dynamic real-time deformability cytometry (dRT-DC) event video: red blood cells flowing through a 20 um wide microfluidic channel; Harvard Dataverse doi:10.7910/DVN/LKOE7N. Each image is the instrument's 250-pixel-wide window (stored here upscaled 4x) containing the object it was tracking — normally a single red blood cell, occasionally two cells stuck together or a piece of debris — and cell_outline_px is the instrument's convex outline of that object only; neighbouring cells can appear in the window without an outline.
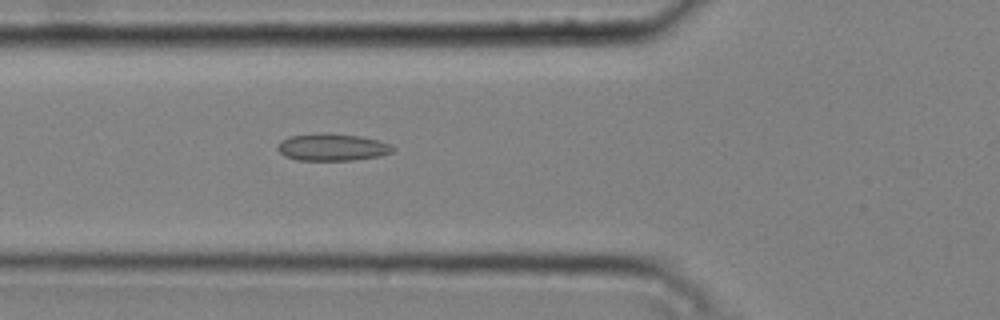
{"species": "common noctule bat (a hibernating species)", "species_latin": "Nyctalus noctula", "temperature_condition": "cold", "stored_images_in_passage": 49, "camera_frame_rate_fps": 3000, "um_per_image_px": 0.085, "animal": {"sex": "male", "body_mass_g": 20.4}, "frame": {"image": 1, "passage_image": 19, "time_ms": 6.0, "image_size_px": [1000, 320], "cell_outline_px": [[396, 148], [392, 152], [380, 156], [352, 160], [296, 160], [284, 156], [276, 148], [276, 144], [280, 140], [288, 136], [320, 132], [332, 132], [360, 136], [380, 140], [392, 144]], "centroid_in_image_um": [28.23, 12.49], "position_along_channel_um": 97.6, "area_um2": 18.79}}
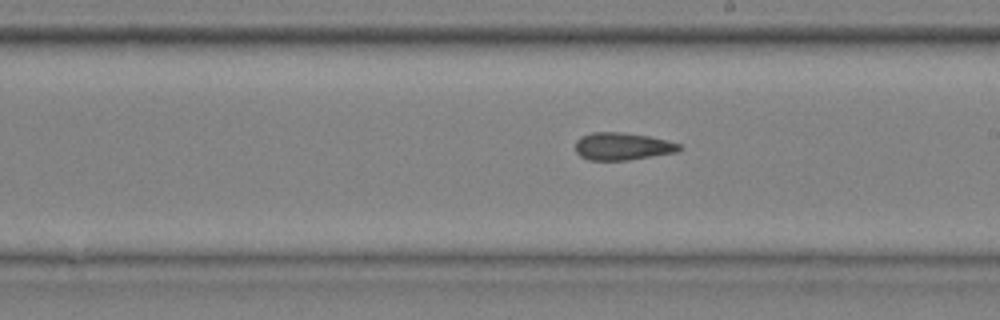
{"frame": {"image": 2, "passage_image": 30, "time_ms": 9.667, "image_size_px": [1000, 320], "cell_outline_px": [[684, 148], [676, 152], [628, 160], [588, 160], [580, 156], [576, 152], [576, 140], [580, 136], [592, 132], [620, 132], [648, 136], [680, 144]], "centroid_in_image_um": [52.88, 12.44], "position_along_channel_um": 236.1, "area_um2": 16.59}}
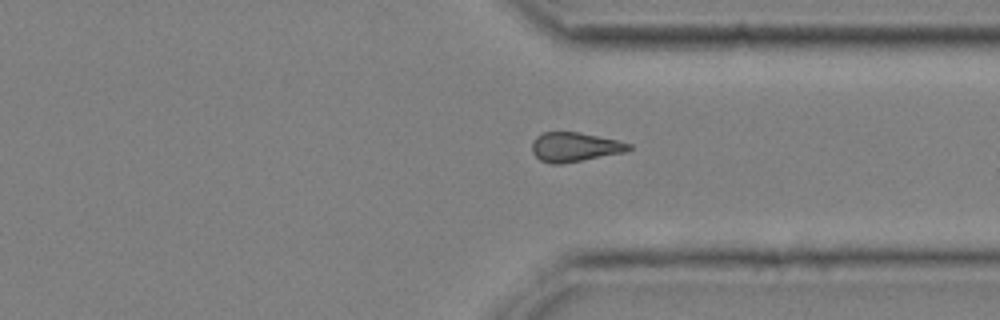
{"frame": {"image": 3, "passage_image": 40, "time_ms": 13.0, "image_size_px": [1000, 320], "cell_outline_px": [[632, 148], [628, 152], [560, 164], [552, 164], [540, 160], [532, 152], [532, 140], [536, 136], [544, 132], [580, 132], [620, 140], [632, 144]], "centroid_in_image_um": [48.9, 12.49], "position_along_channel_um": 362.5, "area_um2": 16.82}, "authors_computed_cell_mechanics": {"area_um2": 17.051, "velocity_mm_per_s": 3.7665, "shape_relaxation_time_tau1_ms": 8.4548, "shape_relaxation_time_tau2_ms": 3.9128, "deformation_change_tau1": 0.1067, "deformation_change_tau2": 0.1254}}